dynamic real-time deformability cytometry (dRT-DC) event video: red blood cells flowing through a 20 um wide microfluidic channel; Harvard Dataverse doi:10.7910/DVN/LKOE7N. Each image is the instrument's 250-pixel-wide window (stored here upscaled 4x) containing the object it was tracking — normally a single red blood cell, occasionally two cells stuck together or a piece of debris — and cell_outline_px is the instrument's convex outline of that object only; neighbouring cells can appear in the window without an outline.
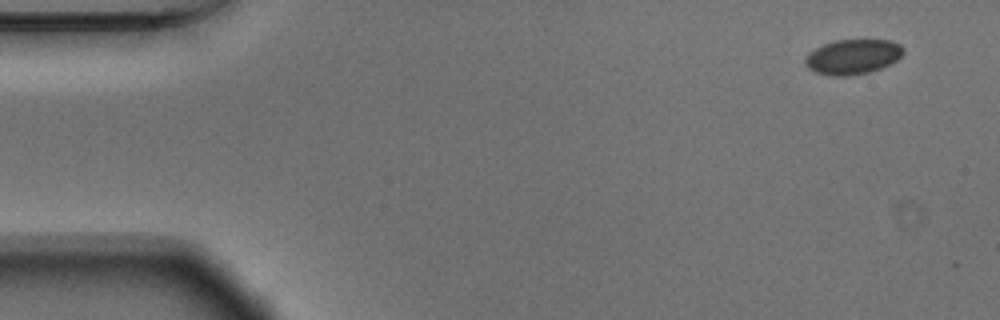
{"species": "Egyptian fruit bat (a non-hibernating species)", "species_latin": "Rousettus aegyptiacus", "temperature_condition": "warm", "stored_images_in_passage": 2, "camera_frame_rate_fps": 3000, "um_per_image_px": 0.085, "animal": {"sex": "male"}, "frame": {"image": 1, "passage_image": 1, "time_ms": 0.0, "image_size_px": [1000, 320], "cell_outline_px": [[904, 52], [896, 60], [880, 68], [868, 72], [848, 76], [832, 76], [816, 72], [808, 68], [804, 64], [804, 60], [808, 52], [824, 44], [836, 40], [888, 40], [900, 44], [904, 48]], "centroid_in_image_um": [72.46, 4.82], "position_along_channel_um": 12.5, "area_um2": 19.88}}